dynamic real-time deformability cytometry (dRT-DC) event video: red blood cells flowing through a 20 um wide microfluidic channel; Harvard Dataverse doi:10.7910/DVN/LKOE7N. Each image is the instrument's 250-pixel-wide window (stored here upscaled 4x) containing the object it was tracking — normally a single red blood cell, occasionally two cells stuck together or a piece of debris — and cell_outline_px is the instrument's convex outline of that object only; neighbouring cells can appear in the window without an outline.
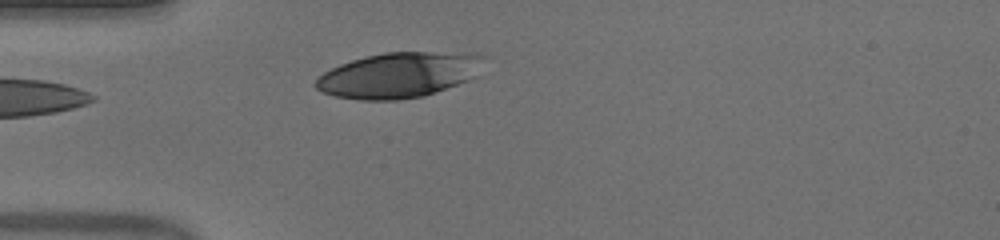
{"species": "human", "species_latin": "Homo sapiens", "temperature_condition": "warm", "stored_images_in_passage": 28, "camera_frame_rate_fps": 3000, "um_per_image_px": 0.085, "donor": {"sex": "male"}, "frame": {"image": 1, "passage_image": 1, "time_ms": 0.0, "image_size_px": [1000, 240], "cell_outline_px": [[484, 56], [476, 76], [468, 80], [436, 92], [424, 96], [396, 100], [360, 100], [336, 96], [324, 92], [316, 88], [312, 84], [316, 76], [340, 64], [364, 56], [384, 52], [468, 52]], "centroid_in_image_um": [33.86, 6.37], "position_along_channel_um": 51.1, "area_um2": 44.56}}
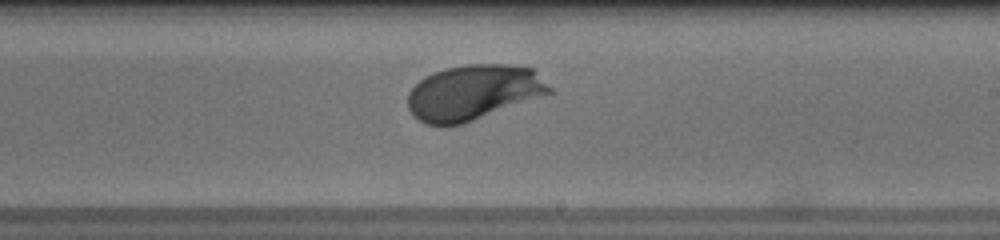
{"frame": {"image": 2, "passage_image": 17, "time_ms": 5.333, "image_size_px": [1000, 240], "cell_outline_px": [[552, 92], [472, 120], [460, 124], [428, 124], [420, 120], [408, 108], [408, 92], [424, 76], [432, 72], [444, 68], [468, 64], [512, 64], [532, 68], [552, 88]], "centroid_in_image_um": [40.22, 7.81], "position_along_channel_um": 248.8, "area_um2": 44.8}}
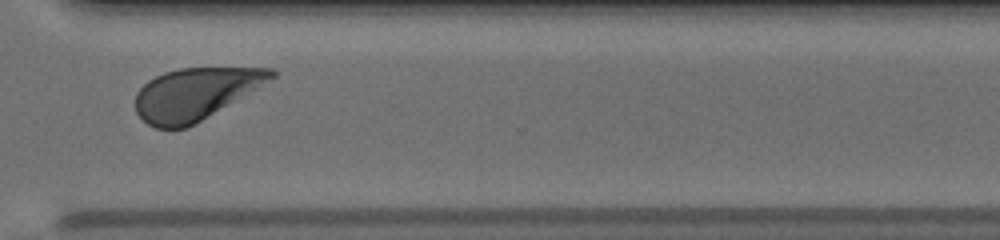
{"frame": {"image": 3, "passage_image": 25, "time_ms": 8.0, "image_size_px": [1000, 240], "cell_outline_px": [[276, 76], [256, 88], [188, 128], [156, 128], [148, 124], [136, 112], [136, 92], [148, 80], [164, 72], [180, 68], [272, 68], [276, 72]], "centroid_in_image_um": [16.56, 7.97], "position_along_channel_um": 354.0, "area_um2": 40.46}, "authors_computed_cell_mechanics": {"area_um2": 44.3326, "velocity_mm_per_s": 3.9141, "shape_relaxation_time_tau1_ms": 2.128, "shape_relaxation_time_tau2_ms": null, "deformation_change_tau1": 0.1398, "deformation_change_tau2": null}}